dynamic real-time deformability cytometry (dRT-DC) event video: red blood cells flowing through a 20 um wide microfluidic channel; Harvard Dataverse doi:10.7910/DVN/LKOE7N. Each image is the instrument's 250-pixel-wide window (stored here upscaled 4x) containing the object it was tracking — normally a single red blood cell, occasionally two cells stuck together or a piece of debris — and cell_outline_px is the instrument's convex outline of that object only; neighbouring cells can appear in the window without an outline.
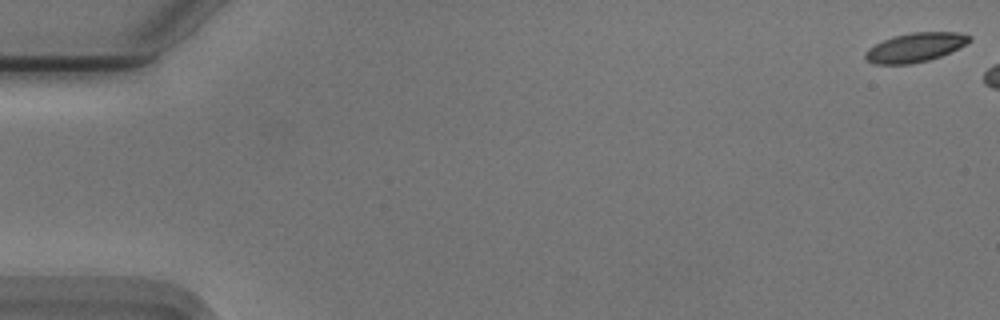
{"species": "Egyptian fruit bat (a non-hibernating species)", "species_latin": "Rousettus aegyptiacus", "temperature_condition": "cold", "stored_images_in_passage": 6, "camera_frame_rate_fps": 3000, "um_per_image_px": 0.085, "animal": {"sex": "male"}, "frame": {"image": 1, "passage_image": 1, "time_ms": 0.0, "image_size_px": [1000, 320], "cell_outline_px": [[972, 40], [940, 56], [928, 60], [912, 64], [872, 64], [864, 60], [864, 52], [868, 48], [884, 40], [908, 32], [956, 32], [972, 36]], "centroid_in_image_um": [77.74, 4.04], "position_along_channel_um": 7.3, "area_um2": 17.57}}